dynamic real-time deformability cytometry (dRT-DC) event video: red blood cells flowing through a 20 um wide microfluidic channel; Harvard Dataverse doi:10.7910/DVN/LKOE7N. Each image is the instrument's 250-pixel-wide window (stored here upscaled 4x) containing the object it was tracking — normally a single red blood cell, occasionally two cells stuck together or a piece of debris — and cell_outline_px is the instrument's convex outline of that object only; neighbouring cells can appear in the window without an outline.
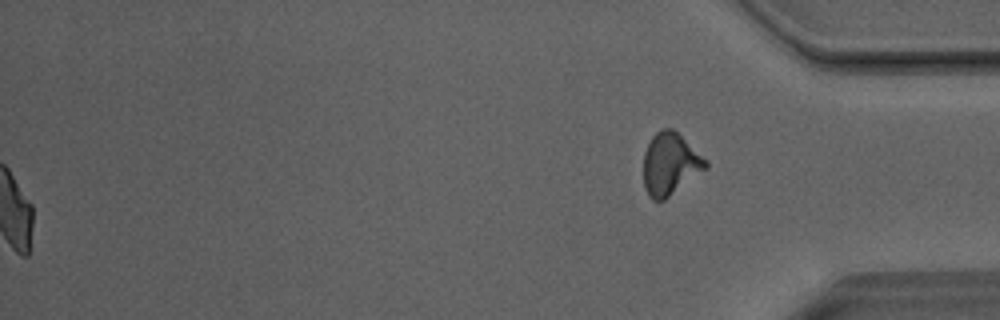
{"species": "Egyptian fruit bat (a non-hibernating species)", "species_latin": "Rousettus aegyptiacus", "temperature_condition": "room temperature", "stored_images_in_passage": 40, "segment_of_instrument_passage": [2, 2], "camera_frame_rate_fps": 3000, "um_per_image_px": 0.085, "animal": {"sex": "male"}, "frame": {"image": 1, "passage_image": 40, "time_ms": 13.0, "image_size_px": [1000, 320], "cell_outline_px": [[708, 164], [704, 168], [664, 200], [652, 200], [648, 196], [644, 188], [644, 152], [652, 136], [656, 132], [664, 128], [672, 128], [708, 160]], "centroid_in_image_um": [56.92, 13.92], "position_along_channel_um": 378.3, "area_um2": 22.02}}